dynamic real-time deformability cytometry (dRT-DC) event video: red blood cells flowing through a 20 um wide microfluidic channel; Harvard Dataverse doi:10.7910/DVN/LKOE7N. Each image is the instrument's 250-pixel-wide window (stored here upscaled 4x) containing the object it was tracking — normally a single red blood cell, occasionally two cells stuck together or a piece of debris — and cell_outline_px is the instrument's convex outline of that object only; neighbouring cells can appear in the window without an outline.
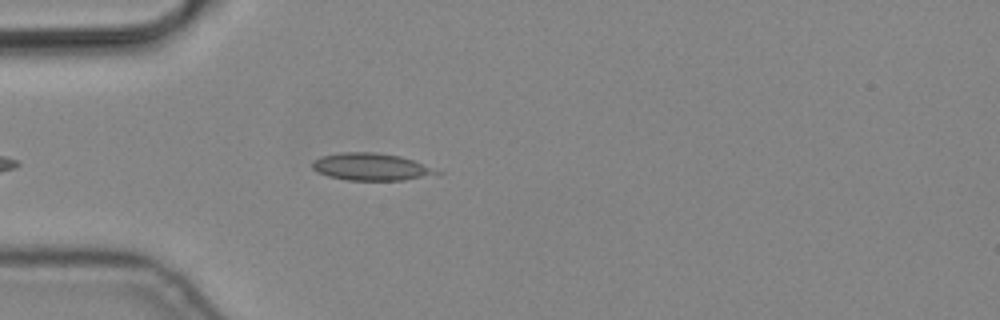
{"species": "common noctule bat (a hibernating species)", "species_latin": "Nyctalus noctula", "temperature_condition": "cold", "stored_images_in_passage": 5, "camera_frame_rate_fps": 3000, "um_per_image_px": 0.085, "animal": {"sex": "male", "body_mass_g": 19.2, "forearm_length_mm": 51.8}, "frame": {"image": 1, "passage_image": 5, "time_ms": 1.333, "image_size_px": [1000, 320], "cell_outline_px": [[444, 172], [404, 180], [348, 180], [328, 176], [316, 172], [312, 168], [312, 160], [320, 156], [340, 152], [376, 152], [400, 156], [412, 160]], "centroid_in_image_um": [31.47, 14.17], "position_along_channel_um": 53.5, "area_um2": 19.71}}